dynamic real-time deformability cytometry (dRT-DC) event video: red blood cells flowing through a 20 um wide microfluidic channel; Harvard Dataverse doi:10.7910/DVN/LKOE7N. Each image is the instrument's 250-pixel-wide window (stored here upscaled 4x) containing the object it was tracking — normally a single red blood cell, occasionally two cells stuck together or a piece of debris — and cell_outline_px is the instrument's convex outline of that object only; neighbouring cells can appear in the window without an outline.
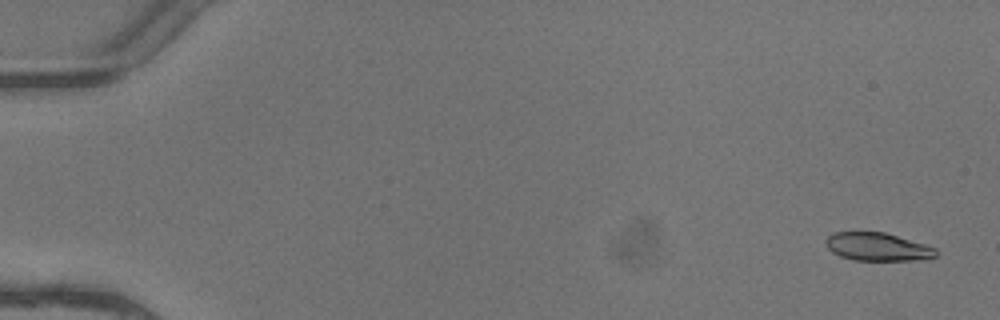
{"species": "common noctule bat (a hibernating species)", "species_latin": "Nyctalus noctula", "temperature_condition": "warm", "stored_images_in_passage": 6, "camera_frame_rate_fps": 3000, "um_per_image_px": 0.085, "animal": {"sex": "female"}, "frame": {"image": 1, "passage_image": 1, "time_ms": 0.0, "image_size_px": [1000, 320], "cell_outline_px": [[936, 256], [924, 260], [856, 260], [840, 256], [832, 252], [824, 244], [824, 240], [832, 232], [856, 228], [860, 228], [884, 232], [924, 244], [936, 248]], "centroid_in_image_um": [74.49, 20.92], "position_along_channel_um": 10.5, "area_um2": 18.84}}
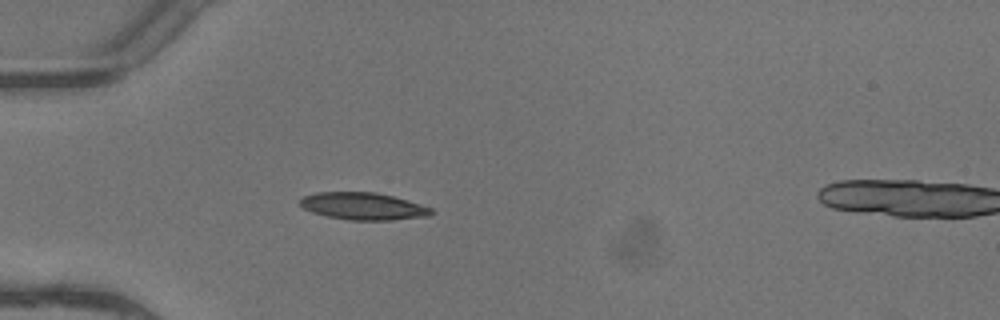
{"frame": {"image": 2, "passage_image": 5, "time_ms": 1.333, "image_size_px": [1000, 320], "cell_outline_px": [[436, 212], [428, 216], [392, 220], [348, 220], [328, 216], [312, 212], [304, 208], [300, 204], [300, 200], [304, 196], [316, 192], [376, 192], [392, 196], [420, 204], [432, 208]], "centroid_in_image_um": [30.89, 17.53], "position_along_channel_um": 54.1, "area_um2": 20.75}}